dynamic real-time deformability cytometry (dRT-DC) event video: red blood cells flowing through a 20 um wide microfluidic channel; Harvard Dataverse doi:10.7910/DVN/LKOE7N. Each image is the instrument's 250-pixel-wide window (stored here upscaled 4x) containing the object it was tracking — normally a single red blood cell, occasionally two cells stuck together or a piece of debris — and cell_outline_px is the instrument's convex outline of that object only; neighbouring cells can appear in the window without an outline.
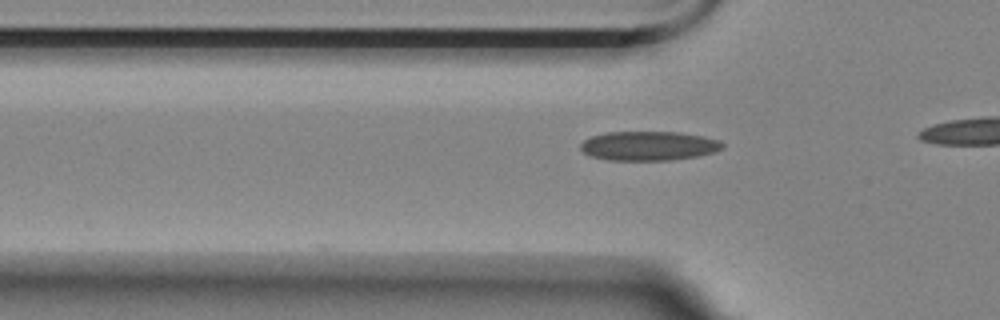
{"species": "Egyptian fruit bat (a non-hibernating species)", "species_latin": "Rousettus aegyptiacus", "temperature_condition": "room temperature", "stored_images_in_passage": 20, "camera_frame_rate_fps": 3000, "um_per_image_px": 0.085, "animal": {"sex": "female"}, "frame": {"image": 1, "passage_image": 14, "time_ms": 4.333, "image_size_px": [1000, 320], "cell_outline_px": [[724, 148], [716, 152], [700, 156], [672, 160], [608, 160], [592, 156], [584, 152], [580, 148], [580, 144], [584, 140], [592, 136], [608, 132], [680, 132], [720, 140], [724, 144]], "centroid_in_image_um": [55.18, 12.4], "position_along_channel_um": 70.6, "area_um2": 24.28}}
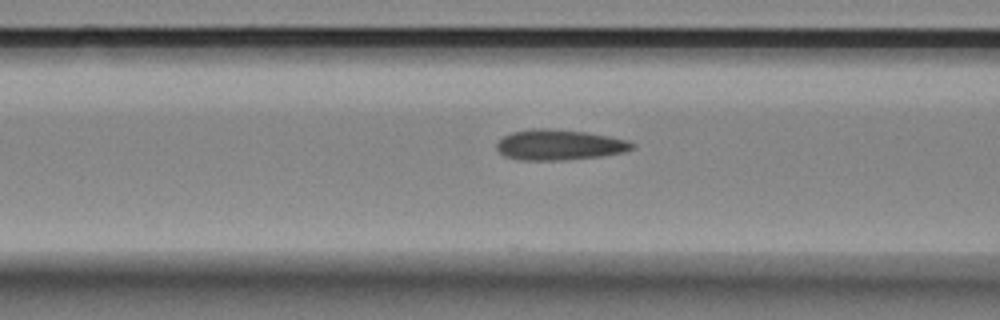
{"frame": {"image": 2, "passage_image": 18, "time_ms": 5.667, "image_size_px": [1000, 320], "cell_outline_px": [[636, 148], [624, 152], [600, 156], [564, 160], [520, 160], [504, 156], [496, 148], [496, 144], [504, 136], [512, 132], [532, 128], [544, 128], [584, 132], [608, 136], [628, 140], [636, 144]], "centroid_in_image_um": [47.55, 12.31], "position_along_channel_um": 119.0, "area_um2": 24.04}}